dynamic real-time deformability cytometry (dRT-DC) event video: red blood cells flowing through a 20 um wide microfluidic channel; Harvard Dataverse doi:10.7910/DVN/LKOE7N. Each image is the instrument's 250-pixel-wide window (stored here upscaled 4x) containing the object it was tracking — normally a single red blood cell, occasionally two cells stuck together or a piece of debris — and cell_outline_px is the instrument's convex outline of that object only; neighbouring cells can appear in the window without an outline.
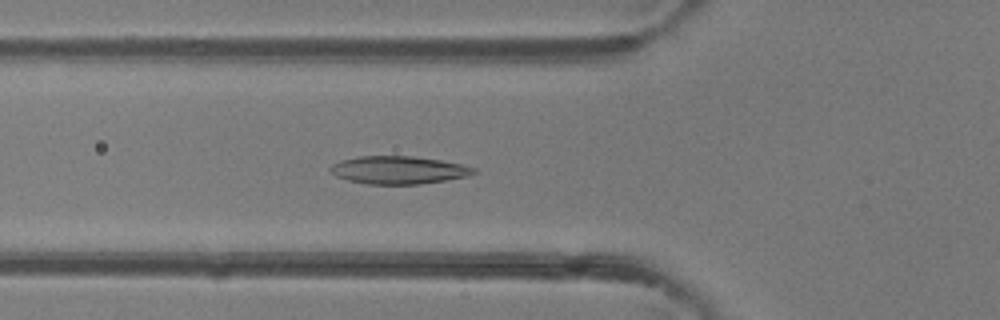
{"species": "common noctule bat (a hibernating species)", "species_latin": "Nyctalus noctula", "temperature_condition": "room temperature", "stored_images_in_passage": 47, "camera_frame_rate_fps": 3000, "um_per_image_px": 0.085, "animal": {"sex": "female"}, "frame": {"image": 1, "passage_image": 17, "time_ms": 5.333, "image_size_px": [1000, 320], "cell_outline_px": [[476, 172], [468, 176], [420, 184], [368, 184], [348, 180], [336, 176], [328, 172], [328, 168], [332, 164], [340, 160], [360, 156], [412, 156], [440, 160], [460, 164], [476, 168]], "centroid_in_image_um": [33.82, 14.45], "position_along_channel_um": 92.0, "area_um2": 23.24}}
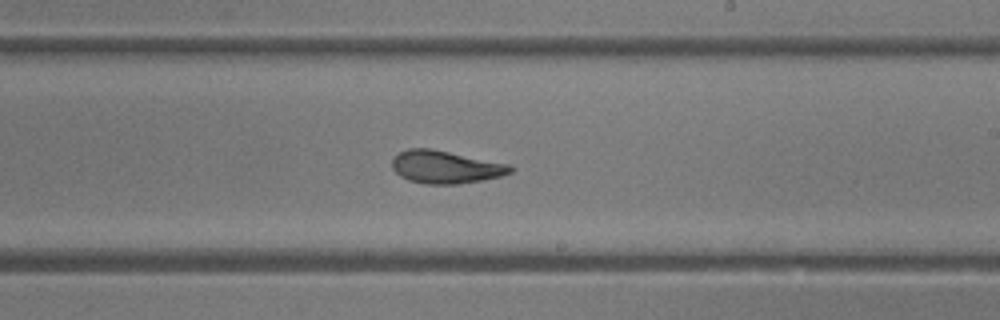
{"frame": {"image": 2, "passage_image": 28, "time_ms": 9.0, "image_size_px": [1000, 320], "cell_outline_px": [[516, 168], [512, 172], [500, 176], [460, 184], [424, 184], [408, 180], [400, 176], [392, 168], [392, 160], [400, 152], [408, 148], [432, 148], [512, 164]], "centroid_in_image_um": [37.91, 14.19], "position_along_channel_um": 251.1, "area_um2": 22.83}}
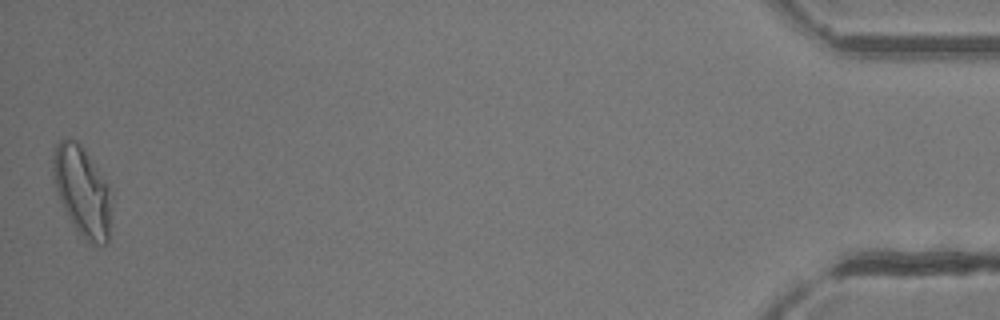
{"frame": {"image": 3, "passage_image": 47, "time_ms": 15.333, "image_size_px": [1000, 320], "cell_outline_px": [[112, 208], [108, 240], [104, 244], [96, 244], [84, 240], [76, 232], [60, 200], [52, 176], [52, 148], [64, 136], [68, 136], [76, 140], [84, 148], [108, 188], [112, 196]], "centroid_in_image_um": [6.96, 16.23], "position_along_channel_um": 428.2, "area_um2": 30.81}, "authors_computed_cell_mechanics": {"area_um2": 23.8136, "velocity_mm_per_s": 4.3258, "shape_relaxation_time_tau1_ms": 4.6814, "shape_relaxation_time_tau2_ms": 1.6633, "deformation_change_tau1": 0.1656, "deformation_change_tau2": 0.0814}}